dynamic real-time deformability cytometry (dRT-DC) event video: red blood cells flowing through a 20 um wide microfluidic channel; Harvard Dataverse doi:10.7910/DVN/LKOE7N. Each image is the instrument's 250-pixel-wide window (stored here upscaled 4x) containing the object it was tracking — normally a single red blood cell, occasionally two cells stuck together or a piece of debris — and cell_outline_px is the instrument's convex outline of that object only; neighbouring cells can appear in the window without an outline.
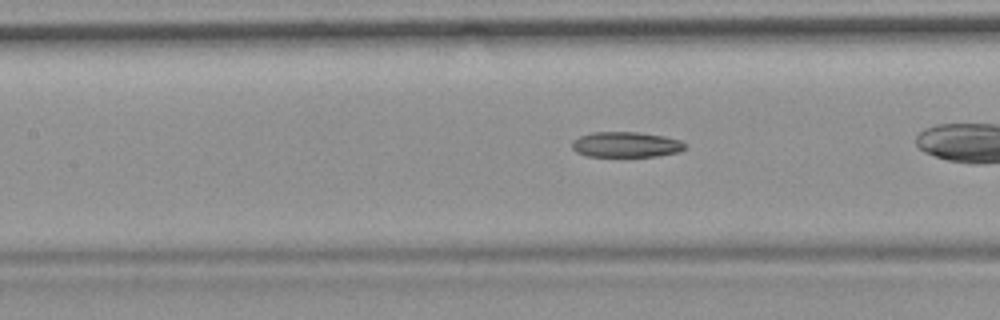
{"species": "common noctule bat (a hibernating species)", "species_latin": "Nyctalus noctula", "temperature_condition": "room temperature", "stored_images_in_passage": 15, "camera_frame_rate_fps": 3000, "um_per_image_px": 0.085, "animal": {"sex": "female", "body_mass_g": 19.9}, "frame": {"image": 1, "passage_image": 9, "time_ms": 2.667, "image_size_px": [1000, 320], "cell_outline_px": [[688, 148], [680, 152], [656, 156], [588, 156], [576, 152], [572, 148], [572, 140], [580, 136], [592, 132], [636, 132], [664, 136], [680, 140], [688, 144]], "centroid_in_image_um": [53.25, 12.29], "position_along_channel_um": 154.1, "area_um2": 16.88}}